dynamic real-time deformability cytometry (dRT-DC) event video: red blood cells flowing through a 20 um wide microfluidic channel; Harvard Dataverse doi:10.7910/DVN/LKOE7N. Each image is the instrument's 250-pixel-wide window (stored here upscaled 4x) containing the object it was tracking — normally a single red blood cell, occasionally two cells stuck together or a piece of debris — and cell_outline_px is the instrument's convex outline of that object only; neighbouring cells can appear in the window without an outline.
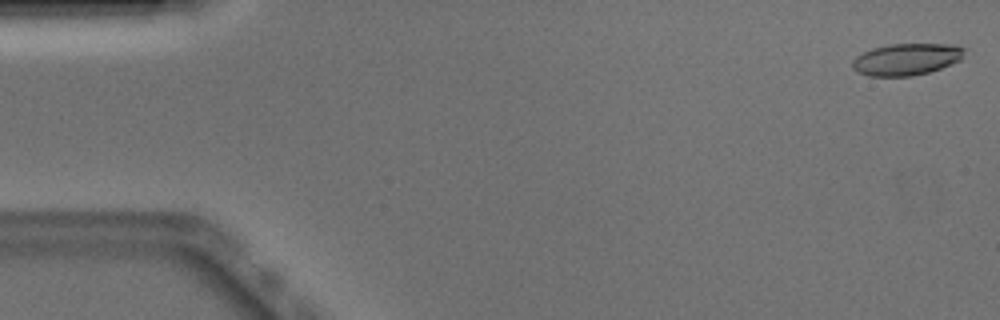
{"species": "Egyptian fruit bat (a non-hibernating species)", "species_latin": "Rousettus aegyptiacus", "temperature_condition": "warm", "stored_images_in_passage": 51, "camera_frame_rate_fps": 3000, "um_per_image_px": 0.085, "animal": {"sex": "male"}, "frame": {"image": 1, "passage_image": 1, "time_ms": 0.0, "image_size_px": [1000, 320], "cell_outline_px": [[964, 48], [960, 60], [940, 68], [928, 72], [912, 76], [868, 76], [852, 68], [852, 60], [856, 56], [872, 48], [888, 44], [952, 44]], "centroid_in_image_um": [77.01, 5.03], "position_along_channel_um": 8.0, "area_um2": 20.58}}
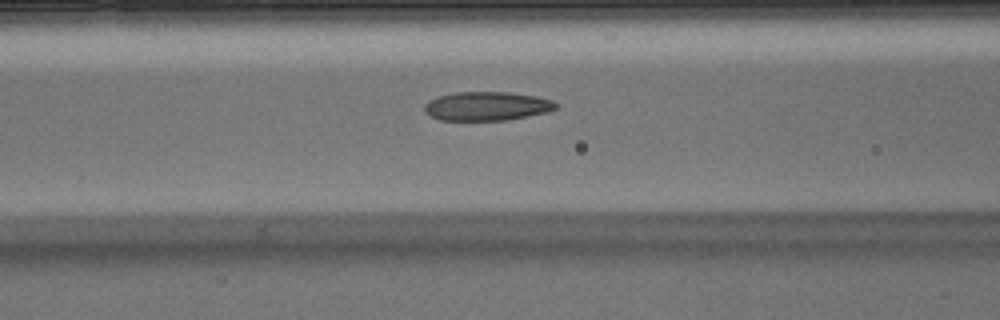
{"frame": {"image": 2, "passage_image": 20, "time_ms": 6.333, "image_size_px": [1000, 320], "cell_outline_px": [[560, 108], [548, 112], [508, 120], [440, 120], [424, 112], [424, 104], [428, 100], [436, 96], [452, 92], [508, 92], [536, 96], [552, 100]], "centroid_in_image_um": [41.37, 9.01], "position_along_channel_um": 125.2, "area_um2": 22.37}}
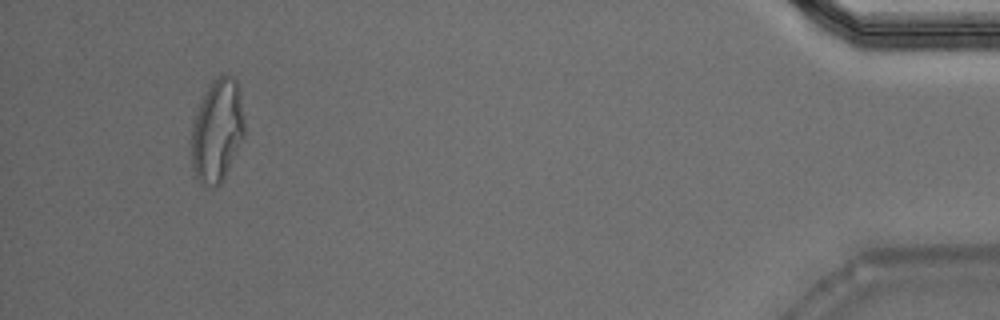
{"frame": {"image": 3, "passage_image": 48, "time_ms": 15.667, "image_size_px": [1000, 320], "cell_outline_px": [[244, 136], [224, 180], [220, 184], [212, 188], [204, 188], [196, 176], [192, 168], [192, 124], [208, 84], [216, 76], [224, 72], [232, 76], [236, 80], [240, 88], [244, 116]], "centroid_in_image_um": [18.48, 11.09], "position_along_channel_um": 416.7, "area_um2": 32.37}, "authors_computed_cell_mechanics": {"area_um2": 22.3686, "velocity_mm_per_s": 3.9099, "shape_relaxation_time_tau1_ms": 9.9163, "shape_relaxation_time_tau2_ms": 1.4956, "deformation_change_tau1": 0.2699, "deformation_change_tau2": 0.102}}